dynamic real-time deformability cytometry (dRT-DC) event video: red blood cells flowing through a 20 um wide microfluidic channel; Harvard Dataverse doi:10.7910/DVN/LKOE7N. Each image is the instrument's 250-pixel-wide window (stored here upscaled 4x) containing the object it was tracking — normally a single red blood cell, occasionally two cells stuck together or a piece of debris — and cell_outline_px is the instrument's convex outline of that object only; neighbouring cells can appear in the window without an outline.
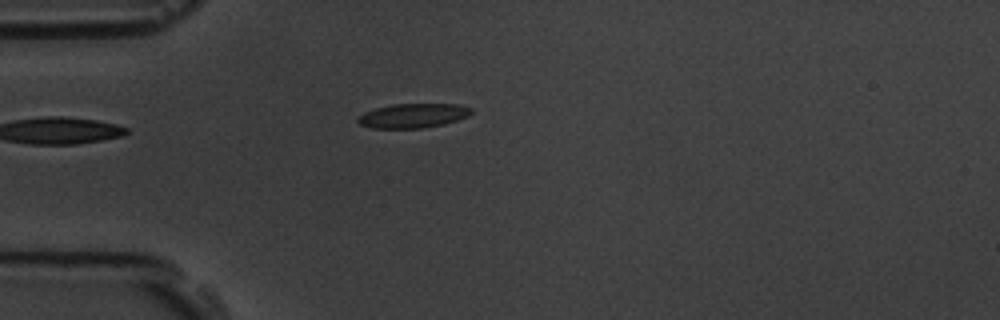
{"species": "common noctule bat (a hibernating species)", "species_latin": "Nyctalus noctula", "temperature_condition": "room temperature", "stored_images_in_passage": 6, "camera_frame_rate_fps": 3000, "um_per_image_px": 0.085, "animal": {"sex": "male", "body_mass_g": 19.5, "forearm_length_mm": 54.6}, "frame": {"image": 1, "passage_image": 5, "time_ms": 4.667, "image_size_px": [1000, 320], "cell_outline_px": [[472, 112], [468, 116], [444, 124], [424, 128], [372, 128], [360, 124], [356, 120], [364, 112], [376, 108], [392, 104], [460, 104], [472, 108]], "centroid_in_image_um": [35.12, 9.83], "position_along_channel_um": 49.9, "area_um2": 16.07}}